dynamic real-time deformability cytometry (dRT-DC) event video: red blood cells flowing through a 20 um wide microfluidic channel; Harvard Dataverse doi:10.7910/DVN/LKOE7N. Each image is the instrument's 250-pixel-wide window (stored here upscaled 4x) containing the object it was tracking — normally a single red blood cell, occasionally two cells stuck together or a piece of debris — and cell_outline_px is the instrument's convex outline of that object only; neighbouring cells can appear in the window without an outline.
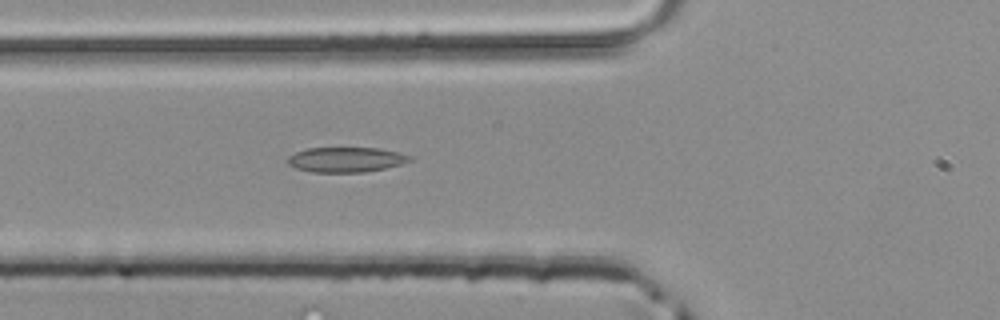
{"species": "common noctule bat (a hibernating species)", "species_latin": "Nyctalus noctula", "temperature_condition": "room temperature", "stored_images_in_passage": 43, "camera_frame_rate_fps": 3000, "um_per_image_px": 0.085, "animal": {"sex": "male", "body_mass_g": 20.4}, "frame": {"image": 1, "passage_image": 13, "time_ms": 4.0, "image_size_px": [1000, 320], "cell_outline_px": [[412, 160], [400, 164], [384, 168], [364, 172], [312, 172], [296, 168], [288, 164], [288, 156], [296, 152], [308, 148], [380, 148], [412, 156]], "centroid_in_image_um": [29.4, 13.57], "position_along_channel_um": 96.4, "area_um2": 17.63}}
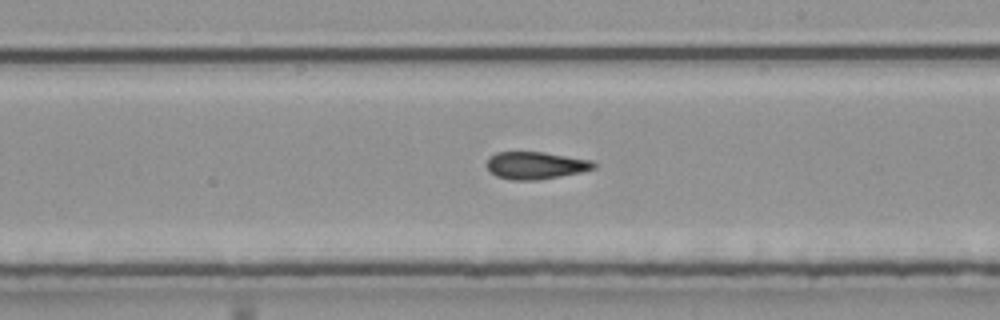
{"frame": {"image": 2, "passage_image": 23, "time_ms": 7.333, "image_size_px": [1000, 320], "cell_outline_px": [[596, 168], [580, 172], [540, 180], [512, 180], [496, 176], [484, 164], [488, 156], [496, 152], [544, 152], [592, 160], [596, 164]], "centroid_in_image_um": [45.5, 14.05], "position_along_channel_um": 243.5, "area_um2": 17.22}}
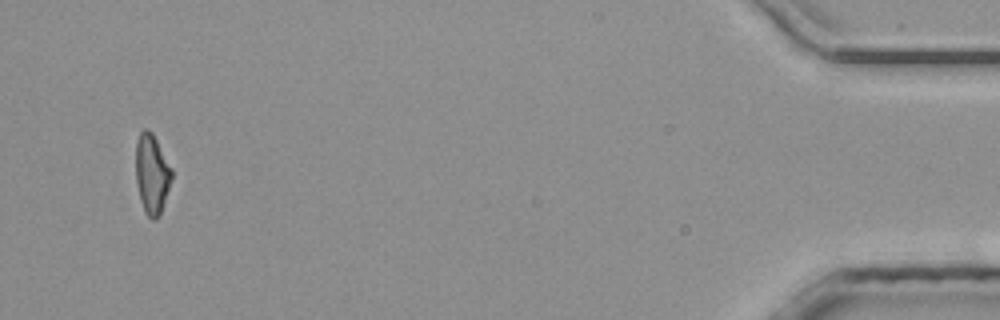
{"frame": {"image": 3, "passage_image": 41, "time_ms": 13.333, "image_size_px": [1000, 320], "cell_outline_px": [[172, 180], [160, 216], [156, 220], [152, 220], [144, 212], [140, 200], [136, 180], [136, 144], [140, 132], [144, 128], [148, 128], [152, 132], [172, 168]], "centroid_in_image_um": [12.92, 14.81], "position_along_channel_um": 422.3, "area_um2": 16.88}}